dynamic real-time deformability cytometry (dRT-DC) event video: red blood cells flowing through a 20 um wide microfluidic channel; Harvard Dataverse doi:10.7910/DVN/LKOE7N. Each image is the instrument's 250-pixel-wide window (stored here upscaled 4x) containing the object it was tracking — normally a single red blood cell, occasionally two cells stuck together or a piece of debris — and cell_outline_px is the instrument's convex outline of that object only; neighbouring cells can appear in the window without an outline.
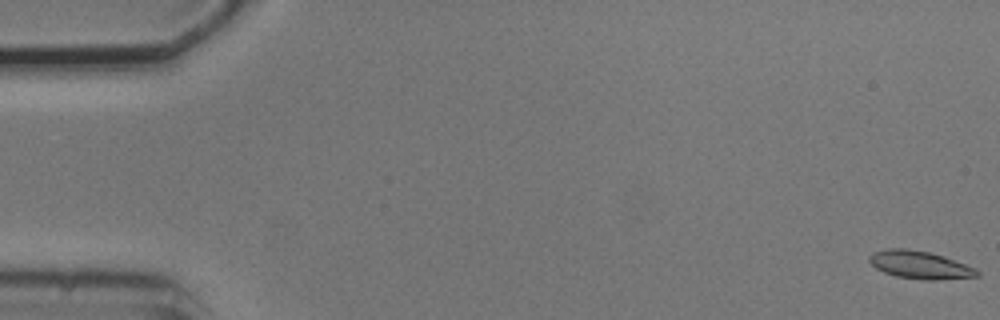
{"species": "common noctule bat (a hibernating species)", "species_latin": "Nyctalus noctula", "temperature_condition": "cold", "stored_images_in_passage": 54, "camera_frame_rate_fps": 3000, "um_per_image_px": 0.085, "animal": {"sex": "male", "body_mass_g": 20.5, "forearm_length_mm": 52.5}, "frame": {"image": 1, "passage_image": 1, "time_ms": 0.0, "image_size_px": [1000, 320], "cell_outline_px": [[980, 276], [936, 280], [924, 280], [896, 276], [884, 272], [876, 268], [868, 260], [868, 256], [872, 252], [888, 248], [904, 248], [928, 252], [944, 256], [976, 268], [980, 272]], "centroid_in_image_um": [78.19, 22.51], "position_along_channel_um": 6.8, "area_um2": 17.51}}
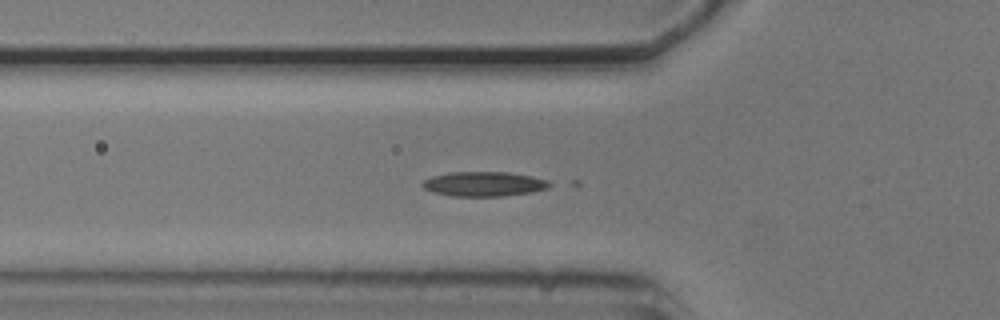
{"frame": {"image": 2, "passage_image": 19, "time_ms": 6.0, "image_size_px": [1000, 320], "cell_outline_px": [[556, 184], [548, 188], [532, 192], [504, 196], [452, 196], [432, 192], [424, 188], [420, 184], [424, 180], [432, 176], [448, 172], [508, 172], [532, 176], [548, 180]], "centroid_in_image_um": [41.17, 15.63], "position_along_channel_um": 84.6, "area_um2": 18.5}}
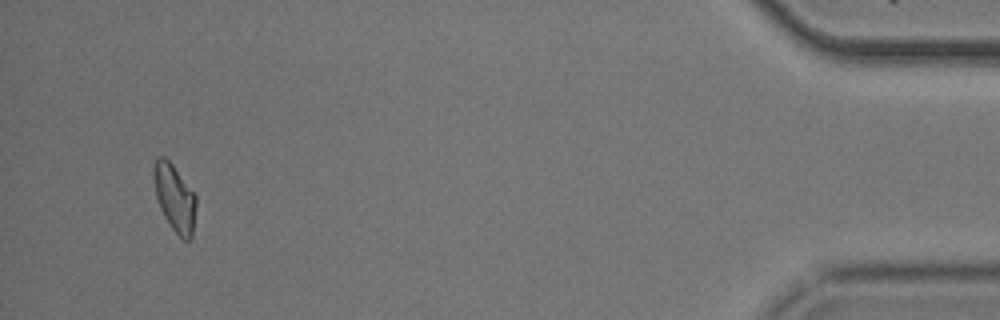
{"frame": {"image": 3, "passage_image": 52, "time_ms": 17.0, "image_size_px": [1000, 320], "cell_outline_px": [[196, 208], [192, 240], [184, 240], [172, 228], [164, 216], [160, 208], [156, 196], [152, 176], [152, 168], [156, 156], [164, 156], [172, 164], [196, 196]], "centroid_in_image_um": [14.83, 16.8], "position_along_channel_um": 420.4, "area_um2": 16.65}, "authors_computed_cell_mechanics": {"area_um2": 16.6753, "velocity_mm_per_s": 3.7366, "shape_relaxation_time_tau1_ms": 3.335, "shape_relaxation_time_tau2_ms": null, "deformation_change_tau1": 0.4707, "deformation_change_tau2": null}}